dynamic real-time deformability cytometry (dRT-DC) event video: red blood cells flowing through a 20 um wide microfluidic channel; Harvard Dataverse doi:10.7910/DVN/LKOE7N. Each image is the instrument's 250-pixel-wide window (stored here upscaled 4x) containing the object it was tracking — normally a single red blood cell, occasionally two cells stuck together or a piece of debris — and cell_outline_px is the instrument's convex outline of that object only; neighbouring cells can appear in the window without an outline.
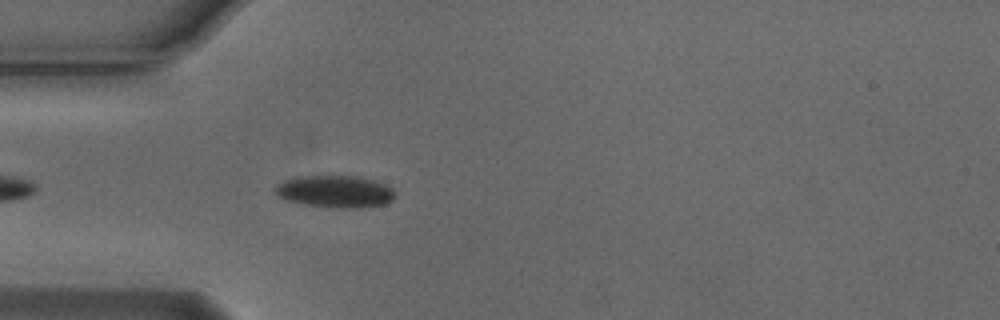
{"species": "Egyptian fruit bat (a non-hibernating species)", "species_latin": "Rousettus aegyptiacus", "temperature_condition": "cold", "stored_images_in_passage": 42, "camera_frame_rate_fps": 3000, "um_per_image_px": 0.085, "animal": {"sex": "male"}, "frame": {"image": 1, "passage_image": 4, "time_ms": 1.0, "image_size_px": [1000, 320], "cell_outline_px": [[392, 200], [384, 204], [360, 208], [328, 208], [304, 204], [288, 200], [276, 196], [272, 192], [272, 188], [276, 184], [292, 176], [356, 176], [372, 180], [384, 184], [392, 188]], "centroid_in_image_um": [28.37, 16.28], "position_along_channel_um": 56.6, "area_um2": 22.66}}
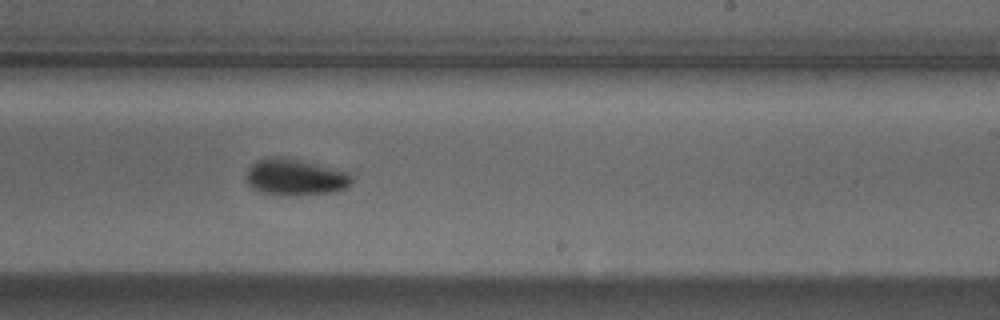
{"frame": {"image": 2, "passage_image": 21, "time_ms": 6.667, "image_size_px": [1000, 320], "cell_outline_px": [[352, 184], [336, 192], [296, 196], [280, 196], [260, 192], [252, 188], [248, 184], [248, 168], [256, 160], [268, 156], [280, 156], [348, 172], [352, 176]], "centroid_in_image_um": [25.08, 15.08], "position_along_channel_um": 263.9, "area_um2": 22.54}}
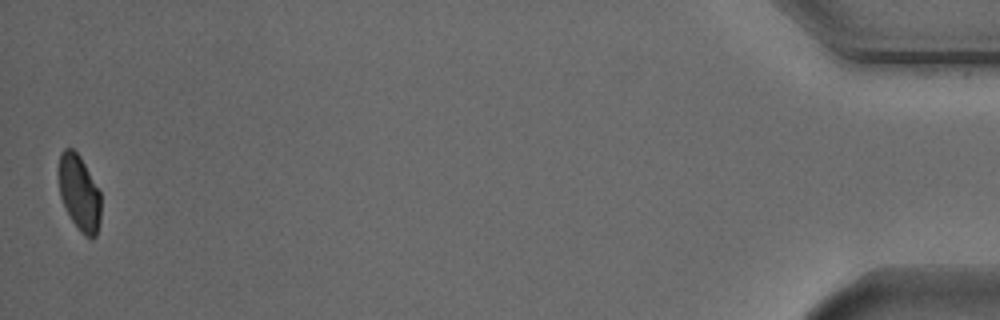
{"frame": {"image": 3, "passage_image": 42, "time_ms": 13.667, "image_size_px": [1000, 320], "cell_outline_px": [[100, 220], [96, 236], [92, 240], [84, 236], [80, 232], [72, 220], [60, 196], [56, 172], [60, 152], [64, 148], [72, 148], [80, 156], [100, 192]], "centroid_in_image_um": [6.7, 16.38], "position_along_channel_um": 428.5, "area_um2": 18.9}, "authors_computed_cell_mechanics": {"area_um2": 21.097, "velocity_mm_per_s": 3.7506, "shape_relaxation_time_tau1_ms": 2.5232, "shape_relaxation_time_tau2_ms": null, "deformation_change_tau1": 0.0717, "deformation_change_tau2": null}}